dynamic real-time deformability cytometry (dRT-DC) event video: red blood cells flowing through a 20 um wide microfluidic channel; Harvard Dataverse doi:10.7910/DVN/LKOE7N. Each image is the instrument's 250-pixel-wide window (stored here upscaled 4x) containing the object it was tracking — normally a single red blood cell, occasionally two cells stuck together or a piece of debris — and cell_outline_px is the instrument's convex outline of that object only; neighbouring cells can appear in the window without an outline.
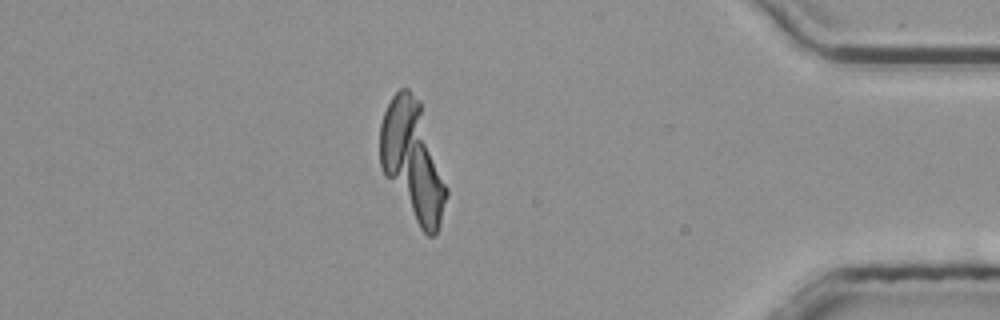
{"species": "common noctule bat (a hibernating species)", "species_latin": "Nyctalus noctula", "temperature_condition": "room temperature", "stored_images_in_passage": 44, "camera_frame_rate_fps": 3000, "um_per_image_px": 0.085, "animal": {"sex": "male", "body_mass_g": 20.4}, "frame": {"image": 1, "passage_image": 37, "time_ms": 12.0, "image_size_px": [1000, 320], "cell_outline_px": [[448, 196], [440, 224], [436, 232], [432, 236], [428, 236], [420, 228], [384, 176], [380, 164], [380, 124], [384, 112], [392, 96], [400, 88], [408, 88], [420, 100], [448, 188]], "centroid_in_image_um": [35.08, 13.66], "position_along_channel_um": 400.1, "area_um2": 46.07}}